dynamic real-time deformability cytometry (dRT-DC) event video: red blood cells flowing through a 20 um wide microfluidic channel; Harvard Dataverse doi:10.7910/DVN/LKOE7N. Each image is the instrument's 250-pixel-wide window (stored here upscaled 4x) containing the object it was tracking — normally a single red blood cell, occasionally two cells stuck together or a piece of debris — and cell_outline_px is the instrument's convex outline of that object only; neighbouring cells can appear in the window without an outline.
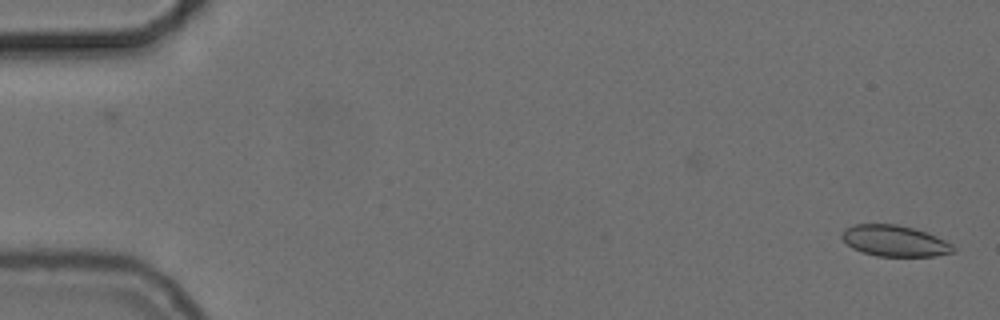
{"species": "common noctule bat (a hibernating species)", "species_latin": "Nyctalus noctula", "temperature_condition": "cold", "stored_images_in_passage": 56, "camera_frame_rate_fps": 3000, "um_per_image_px": 0.085, "animal": {"sex": "female", "body_mass_g": 24.6, "forearm_length_mm": 56.2}, "frame": {"image": 1, "passage_image": 1, "time_ms": 0.0, "image_size_px": [1000, 320], "cell_outline_px": [[956, 248], [952, 252], [936, 256], [876, 256], [852, 248], [840, 236], [840, 232], [844, 228], [852, 224], [896, 224], [912, 228], [936, 236], [952, 244]], "centroid_in_image_um": [76.0, 20.47], "position_along_channel_um": 9.0, "area_um2": 20.11}}
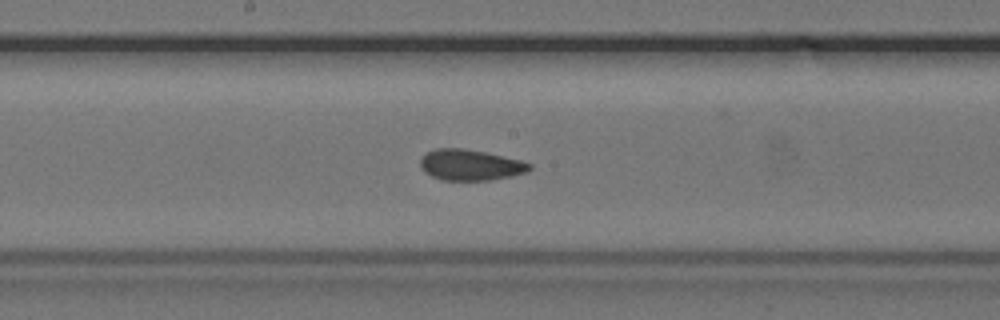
{"frame": {"image": 2, "passage_image": 29, "time_ms": 9.333, "image_size_px": [1000, 320], "cell_outline_px": [[532, 168], [528, 172], [512, 176], [492, 180], [440, 180], [424, 172], [420, 168], [420, 156], [424, 152], [436, 148], [460, 148], [484, 152], [520, 160], [532, 164]], "centroid_in_image_um": [39.94, 14.02], "position_along_channel_um": 208.3, "area_um2": 19.88}}
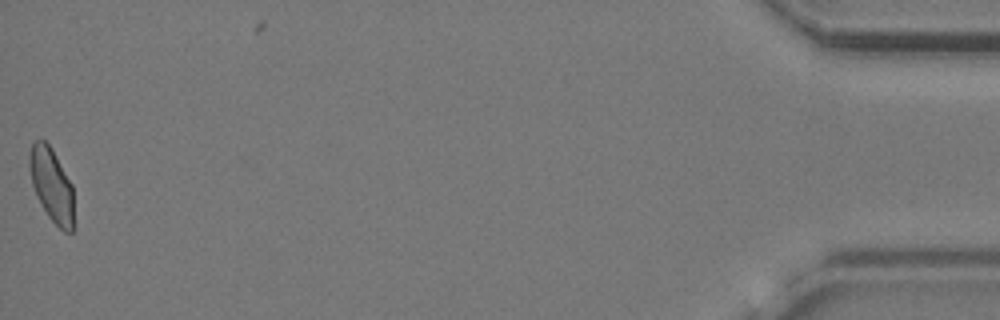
{"frame": {"image": 3, "passage_image": 55, "time_ms": 18.0, "image_size_px": [1000, 320], "cell_outline_px": [[72, 232], [64, 232], [48, 216], [36, 196], [32, 184], [28, 168], [28, 156], [32, 144], [36, 140], [44, 140], [52, 148], [72, 184]], "centroid_in_image_um": [4.35, 15.68], "position_along_channel_um": 430.9, "area_um2": 18.9}, "authors_computed_cell_mechanics": {"area_um2": 19.9121, "velocity_mm_per_s": 3.7062, "shape_relaxation_time_tau1_ms": 4.9674, "shape_relaxation_time_tau2_ms": 1.4512, "deformation_change_tau1": 0.0895, "deformation_change_tau2": 0.0497}}